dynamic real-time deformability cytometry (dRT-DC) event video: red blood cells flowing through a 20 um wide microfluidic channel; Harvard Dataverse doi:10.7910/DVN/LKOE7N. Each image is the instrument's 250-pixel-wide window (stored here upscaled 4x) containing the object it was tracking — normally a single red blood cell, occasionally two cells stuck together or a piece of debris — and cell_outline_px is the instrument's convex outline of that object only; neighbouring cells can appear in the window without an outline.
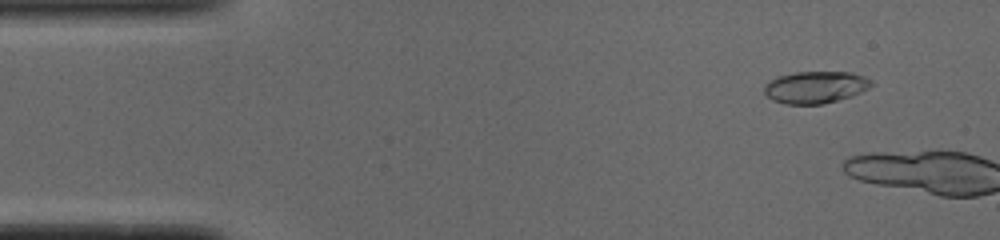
{"species": "common noctule bat (a hibernating species)", "species_latin": "Nyctalus noctula", "temperature_condition": "cold", "stored_images_in_passage": 3, "camera_frame_rate_fps": 3000, "um_per_image_px": 0.085, "animal": {"sex": "male", "body_mass_g": 19.0, "forearm_length_mm": 50.8}, "frame": {"image": 1, "passage_image": 1, "time_ms": 0.0, "image_size_px": [1000, 240], "cell_outline_px": [[872, 84], [868, 88], [852, 96], [824, 104], [784, 104], [772, 100], [764, 92], [764, 84], [768, 80], [780, 76], [796, 72], [848, 72], [864, 76], [872, 80]], "centroid_in_image_um": [69.29, 7.42], "position_along_channel_um": 15.7, "area_um2": 20.0}}